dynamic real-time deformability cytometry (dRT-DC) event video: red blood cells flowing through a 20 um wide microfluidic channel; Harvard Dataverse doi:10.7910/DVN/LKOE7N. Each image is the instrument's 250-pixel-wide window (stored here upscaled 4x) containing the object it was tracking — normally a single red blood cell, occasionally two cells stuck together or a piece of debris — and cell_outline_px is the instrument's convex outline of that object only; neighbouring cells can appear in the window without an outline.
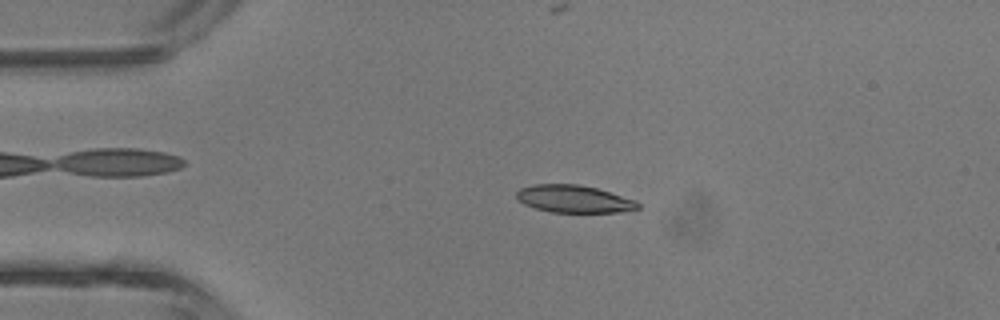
{"species": "common noctule bat (a hibernating species)", "species_latin": "Nyctalus noctula", "temperature_condition": "room temperature", "stored_images_in_passage": 3, "camera_frame_rate_fps": 3000, "um_per_image_px": 0.085, "animal": {"sex": "male", "body_mass_g": 13.3}, "frame": {"image": 1, "passage_image": 2, "time_ms": 1.0, "image_size_px": [1000, 320], "cell_outline_px": [[640, 208], [620, 212], [552, 212], [536, 208], [524, 204], [516, 196], [516, 192], [520, 188], [532, 184], [580, 184], [596, 188], [636, 200], [640, 204]], "centroid_in_image_um": [48.79, 16.9], "position_along_channel_um": 36.2, "area_um2": 19.36}}